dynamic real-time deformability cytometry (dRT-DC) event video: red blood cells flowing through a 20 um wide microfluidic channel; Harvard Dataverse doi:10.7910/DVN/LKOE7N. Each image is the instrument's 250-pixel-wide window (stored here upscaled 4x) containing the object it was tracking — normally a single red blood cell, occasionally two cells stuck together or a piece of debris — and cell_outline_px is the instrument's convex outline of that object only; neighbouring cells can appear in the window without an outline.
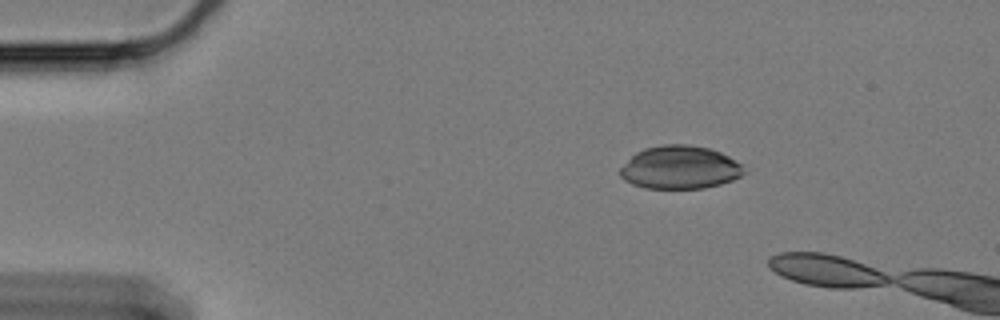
{"species": "Egyptian fruit bat (a non-hibernating species)", "species_latin": "Rousettus aegyptiacus", "temperature_condition": "cold", "stored_images_in_passage": 5, "camera_frame_rate_fps": 3000, "um_per_image_px": 0.085, "animal": {"sex": "female"}, "frame": {"image": 1, "passage_image": 1, "time_ms": 0.0, "image_size_px": [1000, 320], "cell_outline_px": [[748, 172], [732, 180], [720, 184], [704, 188], [644, 188], [632, 184], [624, 180], [620, 176], [620, 168], [636, 152], [644, 148], [664, 144], [688, 144], [708, 148], [720, 152], [728, 156], [740, 164]], "centroid_in_image_um": [57.79, 14.23], "position_along_channel_um": 27.2, "area_um2": 31.1}}